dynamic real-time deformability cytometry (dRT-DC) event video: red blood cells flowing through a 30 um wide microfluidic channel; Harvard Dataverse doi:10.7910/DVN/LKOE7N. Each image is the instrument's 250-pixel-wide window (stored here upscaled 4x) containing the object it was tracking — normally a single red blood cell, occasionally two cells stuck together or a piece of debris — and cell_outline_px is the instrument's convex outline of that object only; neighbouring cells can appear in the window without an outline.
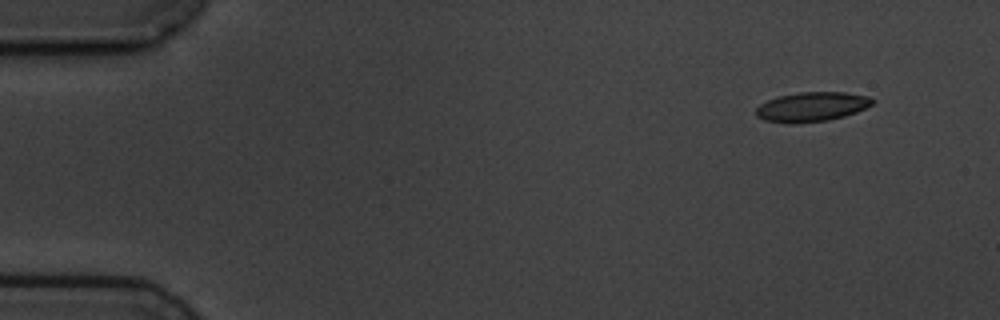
{"species": "common noctule bat (a hibernating species)", "species_latin": "Nyctalus noctula", "temperature_condition": "cold", "stored_images_in_passage": 10, "camera_frame_rate_fps": 3000, "um_per_image_px": 0.085, "animal": {"sex": "male", "body_mass_g": 19.5, "forearm_length_mm": 54.6}, "frame": {"image": 1, "passage_image": 1, "time_ms": 0.0, "image_size_px": [1000, 320], "cell_outline_px": [[876, 100], [872, 104], [856, 112], [844, 116], [828, 120], [796, 124], [788, 124], [764, 120], [756, 116], [756, 108], [760, 104], [776, 96], [800, 92], [844, 92], [868, 96]], "centroid_in_image_um": [68.97, 9.08], "position_along_channel_um": 16.0, "area_um2": 20.17}}
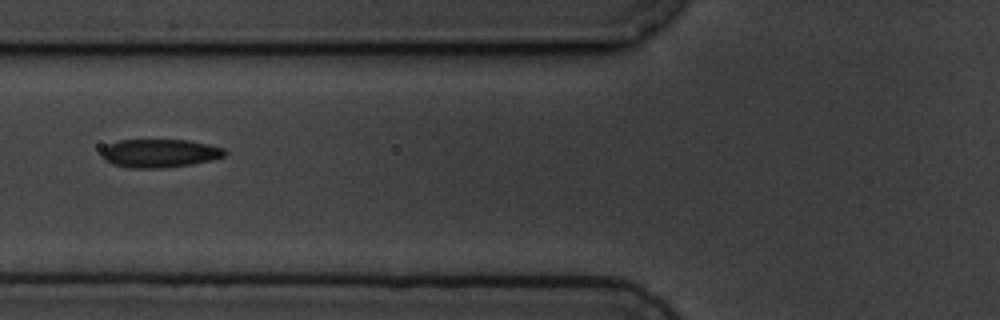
{"frame": {"image": 2, "passage_image": 6, "time_ms": 5.667, "image_size_px": [1000, 320], "cell_outline_px": [[228, 152], [224, 156], [192, 164], [160, 168], [128, 168], [112, 164], [104, 160], [100, 156], [100, 152], [108, 144], [120, 140], [188, 140], [208, 144], [224, 148]], "centroid_in_image_um": [13.53, 13.03], "position_along_channel_um": 112.3, "area_um2": 20.4}}
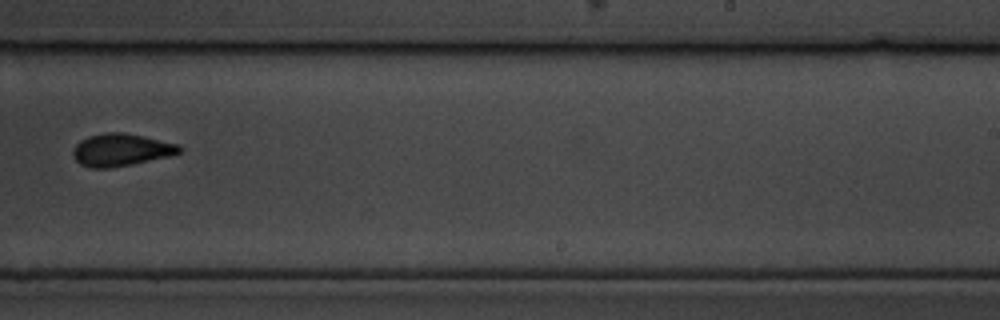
{"frame": {"image": 3, "passage_image": 10, "time_ms": 10.333, "image_size_px": [1000, 320], "cell_outline_px": [[184, 148], [180, 152], [168, 156], [132, 164], [112, 168], [88, 168], [80, 164], [72, 156], [72, 148], [80, 140], [88, 136], [104, 132], [120, 132], [180, 144]], "centroid_in_image_um": [10.24, 12.74], "position_along_channel_um": 278.8, "area_um2": 20.17}}